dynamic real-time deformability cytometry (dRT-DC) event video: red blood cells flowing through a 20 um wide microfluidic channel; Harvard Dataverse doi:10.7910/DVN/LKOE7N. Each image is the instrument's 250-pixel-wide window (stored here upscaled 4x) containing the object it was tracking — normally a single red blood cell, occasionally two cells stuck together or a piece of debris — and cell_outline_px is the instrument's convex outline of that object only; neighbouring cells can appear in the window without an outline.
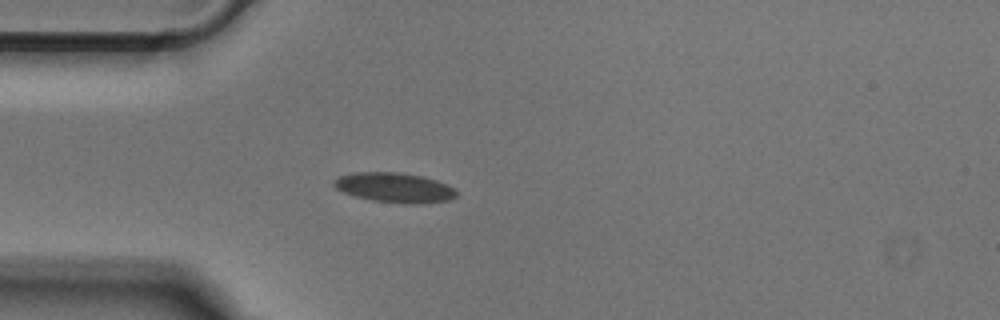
{"species": "Egyptian fruit bat (a non-hibernating species)", "species_latin": "Rousettus aegyptiacus", "temperature_condition": "cold", "stored_images_in_passage": 38, "camera_frame_rate_fps": 3000, "um_per_image_px": 0.085, "animal": {"sex": "male"}, "frame": {"image": 1, "passage_image": 1, "time_ms": 0.0, "image_size_px": [1000, 320], "cell_outline_px": [[456, 196], [448, 200], [424, 204], [404, 204], [372, 200], [356, 196], [344, 192], [336, 188], [332, 184], [340, 176], [352, 172], [400, 172], [420, 176], [436, 180], [456, 188]], "centroid_in_image_um": [33.56, 15.95], "position_along_channel_um": 51.4, "area_um2": 21.27}}
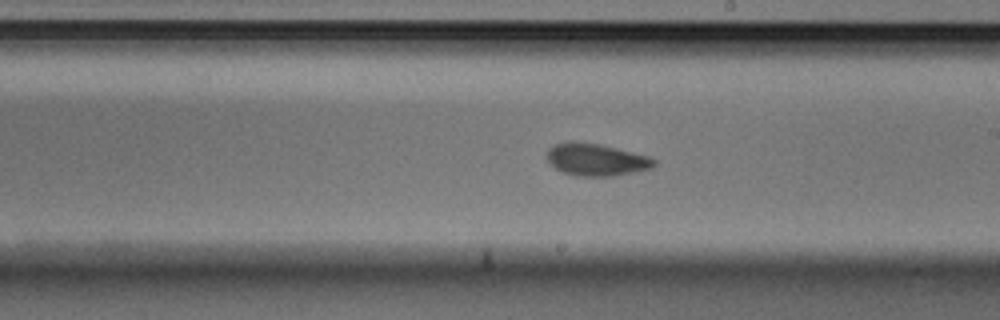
{"frame": {"image": 2, "passage_image": 16, "time_ms": 5.0, "image_size_px": [1000, 320], "cell_outline_px": [[656, 164], [652, 168], [612, 176], [576, 176], [564, 172], [556, 168], [544, 156], [548, 148], [552, 144], [568, 140], [572, 140], [600, 144], [652, 156], [656, 160]], "centroid_in_image_um": [50.66, 13.54], "position_along_channel_um": 238.3, "area_um2": 20.52}}
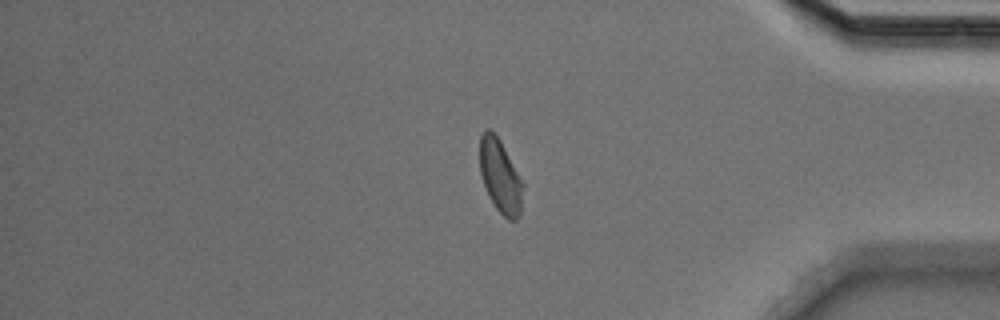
{"frame": {"image": 3, "passage_image": 30, "time_ms": 9.667, "image_size_px": [1000, 320], "cell_outline_px": [[524, 188], [520, 216], [516, 220], [508, 220], [496, 208], [488, 196], [480, 172], [480, 136], [484, 128], [488, 128], [500, 140], [524, 184]], "centroid_in_image_um": [42.53, 15.0], "position_along_channel_um": 392.7, "area_um2": 18.5}}